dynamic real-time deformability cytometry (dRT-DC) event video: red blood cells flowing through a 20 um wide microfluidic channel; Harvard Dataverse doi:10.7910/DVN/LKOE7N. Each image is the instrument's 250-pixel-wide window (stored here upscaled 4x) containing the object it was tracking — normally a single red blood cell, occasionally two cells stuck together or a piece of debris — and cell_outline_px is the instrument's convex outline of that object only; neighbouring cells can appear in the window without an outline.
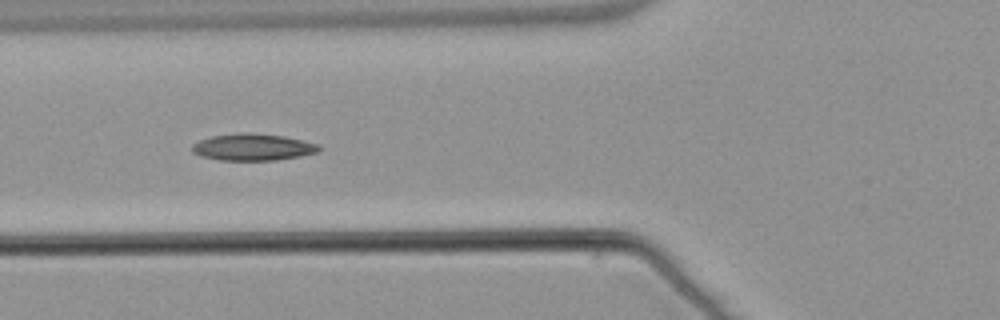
{"species": "common noctule bat (a hibernating species)", "species_latin": "Nyctalus noctula", "temperature_condition": "warm", "stored_images_in_passage": 28, "camera_frame_rate_fps": 3000, "um_per_image_px": 0.085, "animal": {"sex": "male", "body_mass_g": 21.5, "forearm_length_mm": 52.0}, "frame": {"image": 1, "passage_image": 9, "time_ms": 2.667, "image_size_px": [1000, 320], "cell_outline_px": [[320, 148], [316, 152], [300, 156], [276, 160], [220, 160], [200, 156], [192, 152], [192, 144], [200, 140], [212, 136], [240, 132], [284, 136], [304, 140], [320, 144]], "centroid_in_image_um": [21.48, 12.5], "position_along_channel_um": 104.3, "area_um2": 19.77}}